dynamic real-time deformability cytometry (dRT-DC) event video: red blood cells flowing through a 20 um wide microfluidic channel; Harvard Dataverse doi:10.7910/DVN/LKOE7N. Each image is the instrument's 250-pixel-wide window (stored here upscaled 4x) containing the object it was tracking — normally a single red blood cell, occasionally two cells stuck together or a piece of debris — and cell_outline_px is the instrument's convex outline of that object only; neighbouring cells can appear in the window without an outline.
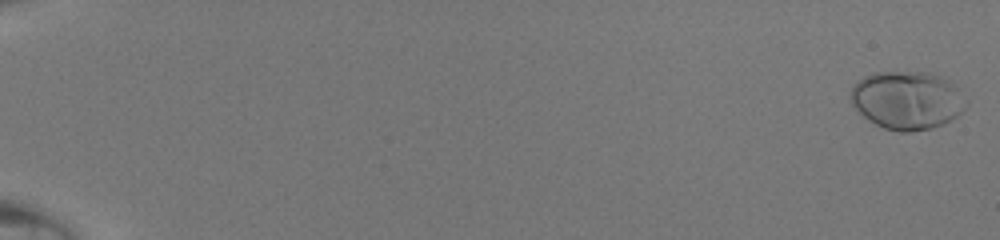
{"species": "human", "species_latin": "Homo sapiens", "temperature_condition": "room temperature", "stored_images_in_passage": 8, "camera_frame_rate_fps": 3000, "um_per_image_px": 0.085, "donor": {"sex": "male"}, "frame": {"image": 1, "passage_image": 1, "time_ms": 0.0, "image_size_px": [1000, 240], "cell_outline_px": [[968, 104], [956, 116], [944, 124], [932, 128], [912, 132], [900, 132], [884, 128], [868, 120], [852, 104], [852, 88], [864, 76], [876, 72], [928, 72], [940, 76], [948, 80], [968, 100]], "centroid_in_image_um": [77.13, 8.53], "position_along_channel_um": 7.9, "area_um2": 38.9}}